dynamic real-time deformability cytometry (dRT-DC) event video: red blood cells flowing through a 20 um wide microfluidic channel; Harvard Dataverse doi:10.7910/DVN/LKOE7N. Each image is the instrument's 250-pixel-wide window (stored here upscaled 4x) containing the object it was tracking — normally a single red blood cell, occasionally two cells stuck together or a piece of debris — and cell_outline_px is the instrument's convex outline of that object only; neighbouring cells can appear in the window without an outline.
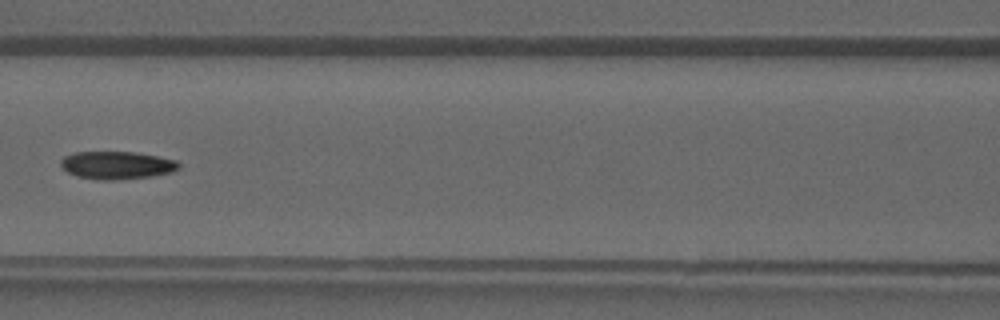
{"species": "common noctule bat (a hibernating species)", "species_latin": "Nyctalus noctula", "temperature_condition": "warm", "stored_images_in_passage": 40, "camera_frame_rate_fps": 3000, "um_per_image_px": 0.085, "animal": {"sex": "male", "forearm_length_mm": 52.5}, "frame": {"image": 1, "passage_image": 18, "time_ms": 5.667, "image_size_px": [1000, 320], "cell_outline_px": [[180, 168], [172, 172], [152, 176], [112, 180], [100, 180], [76, 176], [68, 172], [60, 164], [60, 160], [64, 156], [76, 152], [136, 152], [176, 160], [180, 164]], "centroid_in_image_um": [9.94, 14.04], "position_along_channel_um": 156.7, "area_um2": 19.07}}
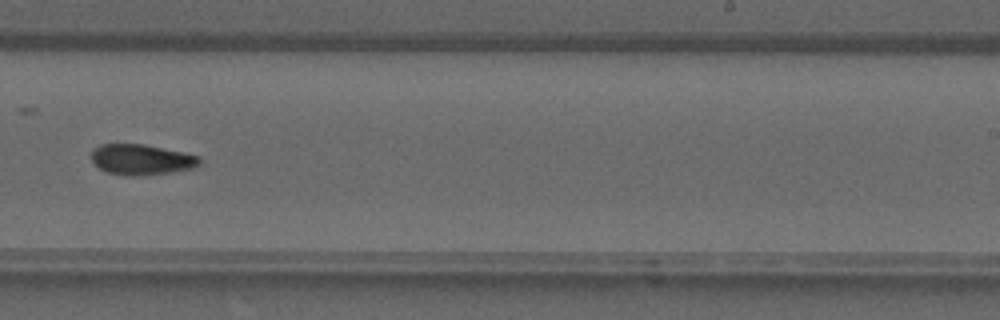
{"frame": {"image": 2, "passage_image": 25, "time_ms": 8.0, "image_size_px": [1000, 320], "cell_outline_px": [[200, 164], [196, 168], [168, 172], [136, 176], [124, 176], [108, 172], [100, 168], [92, 160], [92, 152], [100, 144], [144, 144], [184, 152], [200, 156]], "centroid_in_image_um": [12.06, 13.56], "position_along_channel_um": 276.9, "area_um2": 19.19}}
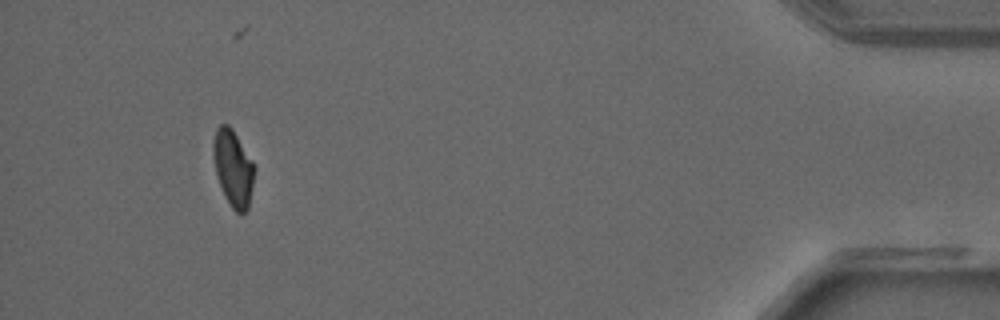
{"frame": {"image": 3, "passage_image": 37, "time_ms": 12.0, "image_size_px": [1000, 320], "cell_outline_px": [[252, 184], [248, 208], [240, 216], [232, 208], [220, 184], [216, 172], [212, 152], [212, 144], [216, 128], [220, 124], [228, 124], [232, 128], [252, 160]], "centroid_in_image_um": [19.78, 14.25], "position_along_channel_um": 415.4, "area_um2": 17.8}}